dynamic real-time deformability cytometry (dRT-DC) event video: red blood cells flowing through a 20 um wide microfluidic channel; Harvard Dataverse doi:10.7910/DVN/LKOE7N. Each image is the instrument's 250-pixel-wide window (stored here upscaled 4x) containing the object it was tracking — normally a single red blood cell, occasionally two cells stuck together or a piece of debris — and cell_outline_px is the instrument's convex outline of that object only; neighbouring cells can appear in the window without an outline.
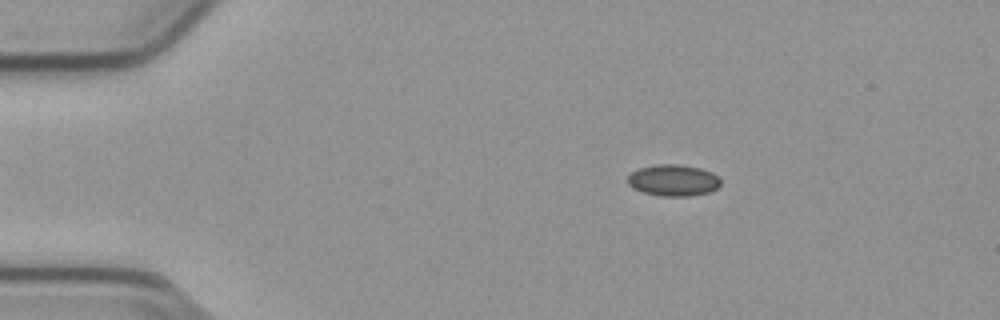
{"species": "common noctule bat (a hibernating species)", "species_latin": "Nyctalus noctula", "temperature_condition": "cold", "stored_images_in_passage": 39, "camera_frame_rate_fps": 3000, "um_per_image_px": 0.085, "animal": {"sex": "male", "body_mass_g": 23.1, "forearm_length_mm": 52.7}, "frame": {"image": 1, "passage_image": 8, "time_ms": 2.333, "image_size_px": [1000, 320], "cell_outline_px": [[720, 184], [716, 188], [708, 192], [688, 196], [660, 196], [644, 192], [632, 188], [628, 184], [628, 176], [632, 172], [640, 168], [656, 164], [680, 164], [700, 168], [712, 172], [720, 180]], "centroid_in_image_um": [57.21, 15.32], "position_along_channel_um": 27.8, "area_um2": 16.94}}
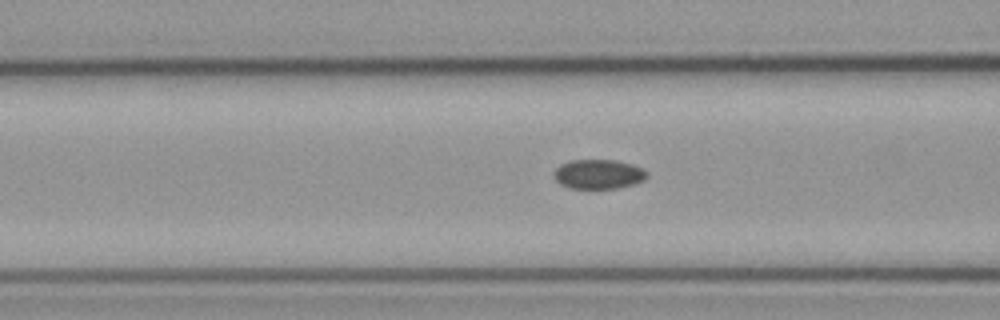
{"frame": {"image": 2, "passage_image": 20, "time_ms": 6.333, "image_size_px": [1000, 320], "cell_outline_px": [[648, 176], [644, 180], [636, 184], [616, 188], [572, 188], [560, 184], [556, 180], [556, 168], [560, 164], [568, 160], [616, 160], [632, 164], [648, 172]], "centroid_in_image_um": [50.9, 14.8], "position_along_channel_um": 115.7, "area_um2": 15.9}}
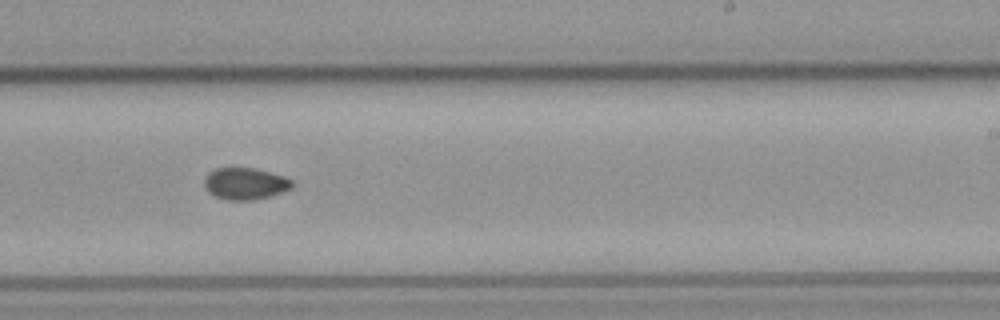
{"frame": {"image": 3, "passage_image": 32, "time_ms": 10.333, "image_size_px": [1000, 320], "cell_outline_px": [[296, 184], [292, 188], [268, 196], [252, 200], [228, 200], [216, 196], [208, 192], [204, 188], [204, 180], [208, 172], [216, 168], [256, 168], [284, 176], [292, 180]], "centroid_in_image_um": [20.84, 15.6], "position_along_channel_um": 268.2, "area_um2": 16.3}}